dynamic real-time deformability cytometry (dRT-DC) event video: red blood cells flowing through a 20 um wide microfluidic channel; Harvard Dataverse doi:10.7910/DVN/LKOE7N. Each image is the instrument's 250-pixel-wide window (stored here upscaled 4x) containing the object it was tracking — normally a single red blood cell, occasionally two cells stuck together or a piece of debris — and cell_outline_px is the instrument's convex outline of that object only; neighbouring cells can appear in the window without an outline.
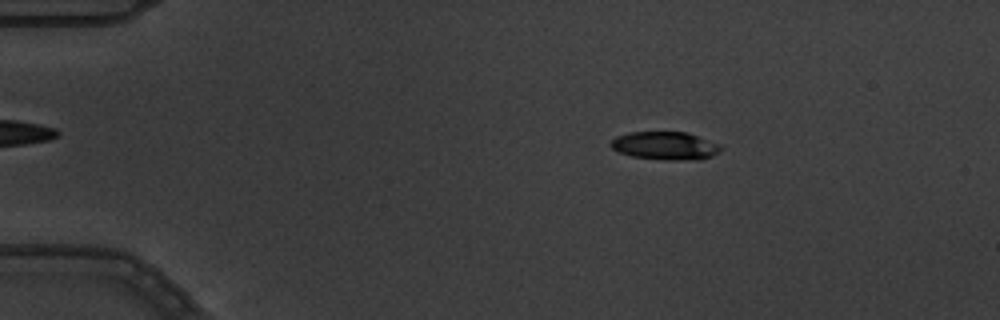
{"species": "common noctule bat (a hibernating species)", "species_latin": "Nyctalus noctula", "temperature_condition": "warm", "stored_images_in_passage": 5, "camera_frame_rate_fps": 3000, "um_per_image_px": 0.085, "animal": {"sex": "male", "body_mass_g": 19.5, "forearm_length_mm": 54.6}, "frame": {"image": 1, "passage_image": 3, "time_ms": 0.667, "image_size_px": [1000, 320], "cell_outline_px": [[720, 152], [712, 156], [700, 160], [672, 160], [632, 156], [620, 152], [612, 148], [608, 144], [616, 136], [628, 132], [688, 132], [720, 144]], "centroid_in_image_um": [56.55, 12.38], "position_along_channel_um": 28.4, "area_um2": 18.03}}